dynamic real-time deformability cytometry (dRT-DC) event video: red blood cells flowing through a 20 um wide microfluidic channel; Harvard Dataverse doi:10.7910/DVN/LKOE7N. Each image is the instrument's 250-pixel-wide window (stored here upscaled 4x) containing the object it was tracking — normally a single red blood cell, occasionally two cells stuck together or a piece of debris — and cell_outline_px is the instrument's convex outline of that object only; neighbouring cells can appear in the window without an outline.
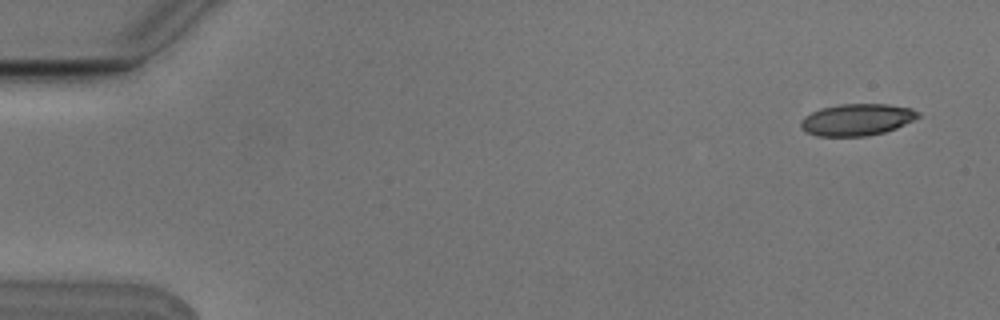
{"species": "Egyptian fruit bat (a non-hibernating species)", "species_latin": "Rousettus aegyptiacus", "temperature_condition": "cold", "stored_images_in_passage": 6, "camera_frame_rate_fps": 3000, "um_per_image_px": 0.085, "animal": {"sex": "male"}, "frame": {"image": 1, "passage_image": 1, "time_ms": 0.0, "image_size_px": [1000, 320], "cell_outline_px": [[920, 116], [896, 128], [884, 132], [868, 136], [816, 136], [804, 132], [800, 128], [800, 120], [804, 116], [820, 108], [840, 104], [888, 104], [912, 108], [920, 112]], "centroid_in_image_um": [72.8, 10.17], "position_along_channel_um": 12.2, "area_um2": 21.91}}
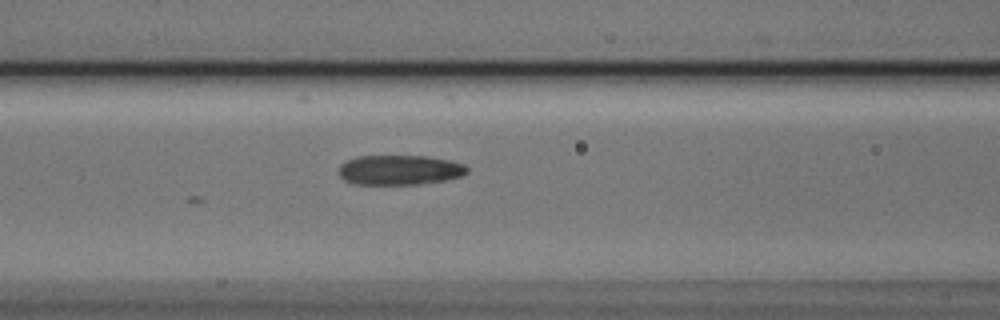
{"frame": {"image": 2, "passage_image": 6, "time_ms": 1.667, "image_size_px": [1000, 320], "cell_outline_px": [[468, 172], [460, 176], [444, 180], [424, 184], [356, 184], [344, 180], [340, 176], [340, 164], [356, 156], [424, 156], [448, 160], [464, 164], [468, 168]], "centroid_in_image_um": [33.97, 14.45], "position_along_channel_um": 132.6, "area_um2": 22.2}}